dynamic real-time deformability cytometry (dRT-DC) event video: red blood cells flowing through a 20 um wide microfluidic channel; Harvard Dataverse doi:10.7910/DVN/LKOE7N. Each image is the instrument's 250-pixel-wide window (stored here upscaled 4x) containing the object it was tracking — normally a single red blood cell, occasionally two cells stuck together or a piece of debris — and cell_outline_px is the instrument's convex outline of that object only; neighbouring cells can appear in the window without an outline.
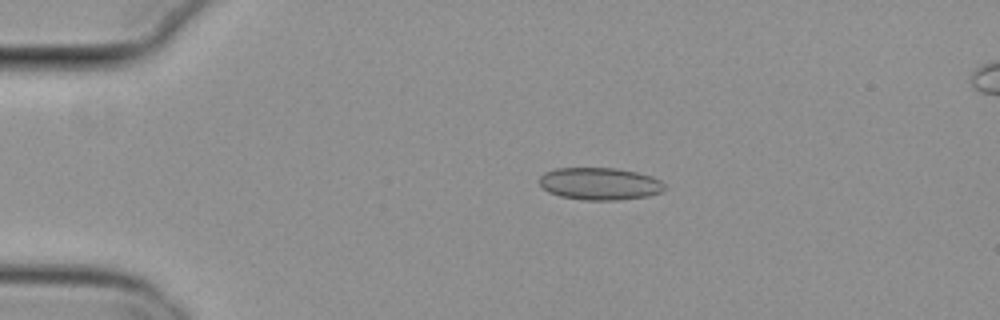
{"species": "common noctule bat (a hibernating species)", "species_latin": "Nyctalus noctula", "temperature_condition": "cold", "stored_images_in_passage": 44, "camera_frame_rate_fps": 3000, "um_per_image_px": 0.085, "animal": {"sex": "female", "body_mass_g": 29.2, "forearm_length_mm": 56.3}, "frame": {"image": 1, "passage_image": 1, "time_ms": 0.0, "image_size_px": [1000, 320], "cell_outline_px": [[668, 188], [660, 192], [648, 196], [616, 200], [584, 200], [560, 196], [548, 192], [540, 184], [540, 176], [544, 172], [556, 168], [616, 168], [636, 172], [652, 176], [660, 180]], "centroid_in_image_um": [50.99, 15.62], "position_along_channel_um": 34.0, "area_um2": 23.64}}
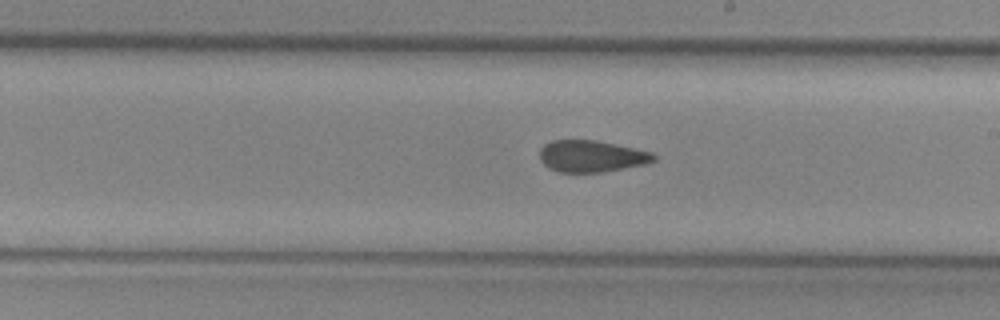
{"frame": {"image": 2, "passage_image": 21, "time_ms": 6.667, "image_size_px": [1000, 320], "cell_outline_px": [[656, 160], [648, 164], [604, 172], [560, 172], [548, 168], [540, 160], [540, 148], [544, 144], [552, 140], [596, 140], [652, 152], [656, 156]], "centroid_in_image_um": [50.29, 13.28], "position_along_channel_um": 238.7, "area_um2": 21.21}}
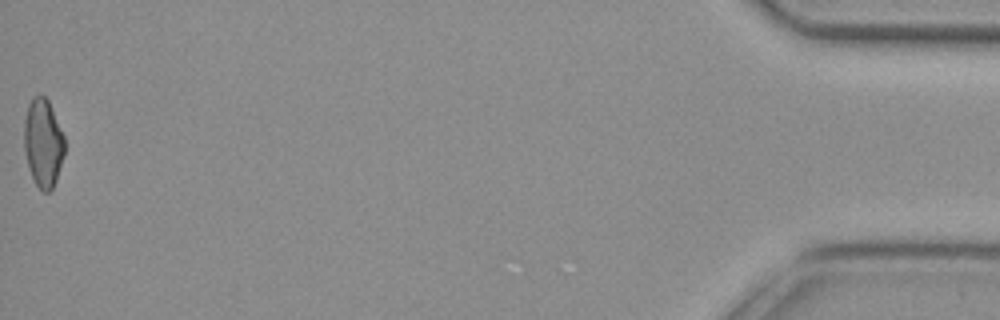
{"frame": {"image": 3, "passage_image": 44, "time_ms": 14.333, "image_size_px": [1000, 320], "cell_outline_px": [[64, 152], [56, 180], [52, 188], [48, 192], [44, 192], [36, 184], [32, 176], [28, 164], [24, 148], [24, 120], [28, 104], [32, 96], [44, 96], [48, 100], [64, 136]], "centroid_in_image_um": [3.65, 12.12], "position_along_channel_um": 431.5, "area_um2": 20.52}, "authors_computed_cell_mechanics": {"area_um2": 21.8484, "velocity_mm_per_s": 3.8074, "shape_relaxation_time_tau1_ms": null, "shape_relaxation_time_tau2_ms": 3.4097, "deformation_change_tau1": null, "deformation_change_tau2": 0.0852}}